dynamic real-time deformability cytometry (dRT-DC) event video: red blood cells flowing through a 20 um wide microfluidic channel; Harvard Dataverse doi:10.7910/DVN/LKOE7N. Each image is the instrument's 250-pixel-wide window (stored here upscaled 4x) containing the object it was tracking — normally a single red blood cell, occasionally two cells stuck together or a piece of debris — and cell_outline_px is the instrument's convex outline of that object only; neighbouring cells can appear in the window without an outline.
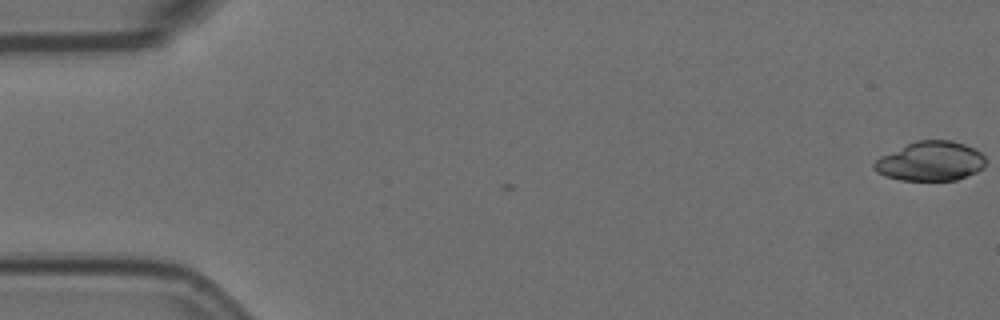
{"species": "Egyptian fruit bat (a non-hibernating species)", "species_latin": "Rousettus aegyptiacus", "temperature_condition": "room temperature", "stored_images_in_passage": 3, "camera_frame_rate_fps": 3000, "um_per_image_px": 0.085, "animal": {"sex": "female"}, "frame": {"image": 1, "passage_image": 3, "time_ms": 0.667, "image_size_px": [1000, 320], "cell_outline_px": [[984, 168], [976, 172], [956, 180], [900, 180], [884, 176], [876, 172], [872, 168], [872, 164], [880, 156], [916, 140], [952, 140], [964, 144], [980, 152], [984, 156]], "centroid_in_image_um": [79.06, 13.71], "position_along_channel_um": 5.9, "area_um2": 25.61}}